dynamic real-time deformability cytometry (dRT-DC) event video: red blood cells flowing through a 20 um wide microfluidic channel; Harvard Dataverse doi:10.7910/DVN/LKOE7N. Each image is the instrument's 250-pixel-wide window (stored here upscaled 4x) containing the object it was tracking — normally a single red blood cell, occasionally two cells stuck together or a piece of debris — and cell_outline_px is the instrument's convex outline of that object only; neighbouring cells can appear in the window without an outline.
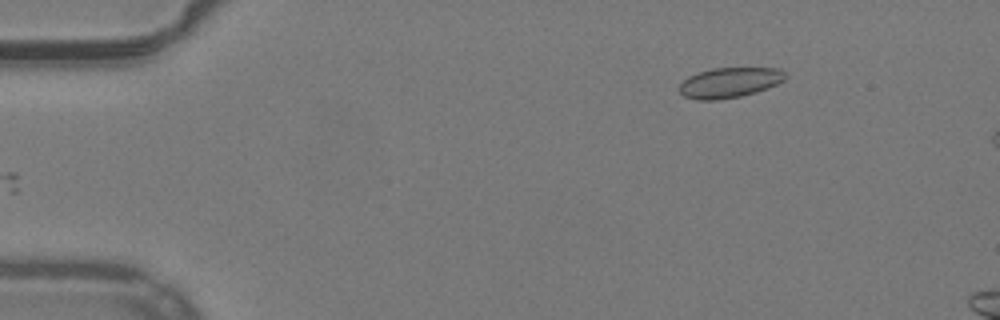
{"species": "common noctule bat (a hibernating species)", "species_latin": "Nyctalus noctula", "temperature_condition": "warm", "stored_images_in_passage": 6, "camera_frame_rate_fps": 3000, "um_per_image_px": 0.085, "animal": {"sex": "male", "body_mass_g": 19.2, "forearm_length_mm": 51.8}, "frame": {"image": 1, "passage_image": 1, "time_ms": 0.0, "image_size_px": [1000, 320], "cell_outline_px": [[788, 76], [784, 80], [776, 84], [756, 92], [740, 96], [716, 100], [700, 100], [684, 96], [680, 92], [680, 84], [688, 76], [696, 72], [712, 68], [780, 68]], "centroid_in_image_um": [62.01, 7.01], "position_along_channel_um": 23.0, "area_um2": 18.61}}